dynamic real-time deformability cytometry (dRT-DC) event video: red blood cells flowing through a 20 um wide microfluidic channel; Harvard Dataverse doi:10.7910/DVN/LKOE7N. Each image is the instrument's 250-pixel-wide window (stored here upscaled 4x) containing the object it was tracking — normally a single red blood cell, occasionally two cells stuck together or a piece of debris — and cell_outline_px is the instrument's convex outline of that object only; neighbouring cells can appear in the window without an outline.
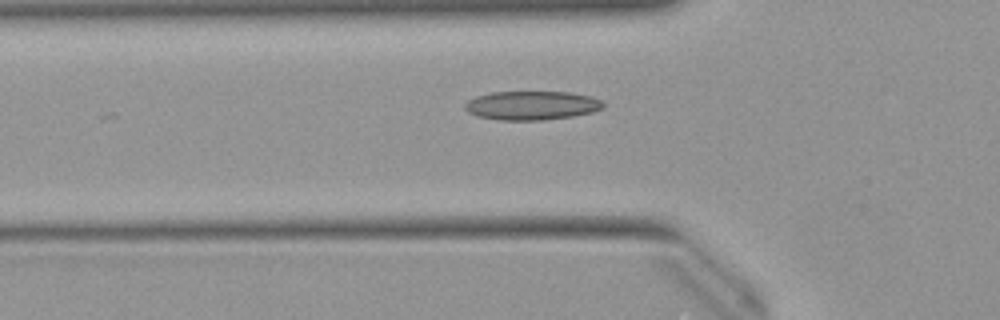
{"species": "Egyptian fruit bat (a non-hibernating species)", "species_latin": "Rousettus aegyptiacus", "temperature_condition": "warm", "stored_images_in_passage": 37, "camera_frame_rate_fps": 3000, "um_per_image_px": 0.085, "animal": {"sex": "female"}, "frame": {"image": 1, "passage_image": 8, "time_ms": 2.333, "image_size_px": [1000, 320], "cell_outline_px": [[604, 108], [592, 112], [572, 116], [544, 120], [496, 120], [476, 116], [468, 112], [464, 108], [464, 104], [468, 100], [476, 96], [492, 92], [568, 92], [592, 96], [600, 100], [604, 104]], "centroid_in_image_um": [45.18, 8.97], "position_along_channel_um": 80.6, "area_um2": 23.41}}
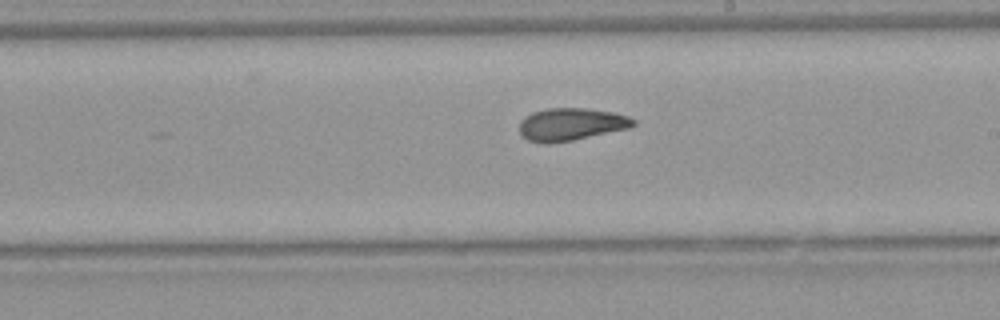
{"frame": {"image": 2, "passage_image": 20, "time_ms": 6.333, "image_size_px": [1000, 320], "cell_outline_px": [[636, 124], [628, 128], [572, 140], [548, 144], [544, 144], [528, 140], [520, 132], [520, 120], [524, 116], [532, 112], [548, 108], [588, 108], [612, 112], [628, 116], [636, 120]], "centroid_in_image_um": [48.52, 10.56], "position_along_channel_um": 240.5, "area_um2": 21.56}}
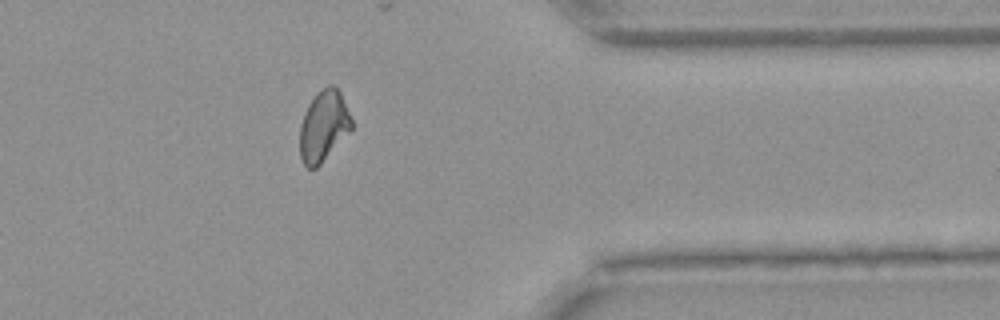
{"frame": {"image": 3, "passage_image": 32, "time_ms": 10.333, "image_size_px": [1000, 320], "cell_outline_px": [[352, 128], [320, 164], [316, 168], [308, 168], [304, 164], [300, 156], [300, 124], [304, 112], [308, 104], [316, 92], [328, 84], [336, 84], [340, 92], [352, 120]], "centroid_in_image_um": [27.48, 10.67], "position_along_channel_um": 383.9, "area_um2": 21.27}, "authors_computed_cell_mechanics": {"area_um2": 21.675, "velocity_mm_per_s": 3.9943, "shape_relaxation_time_tau1_ms": 11.306, "shape_relaxation_time_tau2_ms": 2.3354, "deformation_change_tau1": 0.2573, "deformation_change_tau2": 0.0762}}